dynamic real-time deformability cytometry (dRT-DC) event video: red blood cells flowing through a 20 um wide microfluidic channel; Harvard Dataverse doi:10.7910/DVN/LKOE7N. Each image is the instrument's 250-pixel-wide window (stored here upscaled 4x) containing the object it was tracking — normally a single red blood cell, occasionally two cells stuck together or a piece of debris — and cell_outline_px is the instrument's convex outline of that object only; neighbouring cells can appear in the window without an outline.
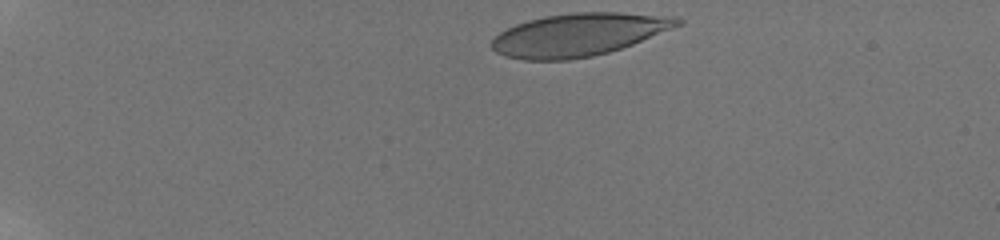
{"species": "human", "species_latin": "Homo sapiens", "temperature_condition": "room temperature", "stored_images_in_passage": 26, "camera_frame_rate_fps": 3000, "um_per_image_px": 0.085, "donor": {"sex": "male"}, "frame": {"image": 1, "passage_image": 1, "time_ms": 0.0, "image_size_px": [1000, 240], "cell_outline_px": [[684, 24], [632, 44], [608, 52], [592, 56], [568, 60], [524, 60], [504, 56], [496, 52], [488, 44], [500, 32], [516, 24], [528, 20], [544, 16], [576, 12], [620, 12], [676, 16], [684, 20]], "centroid_in_image_um": [49.2, 2.94], "position_along_channel_um": 35.8, "area_um2": 46.47}}
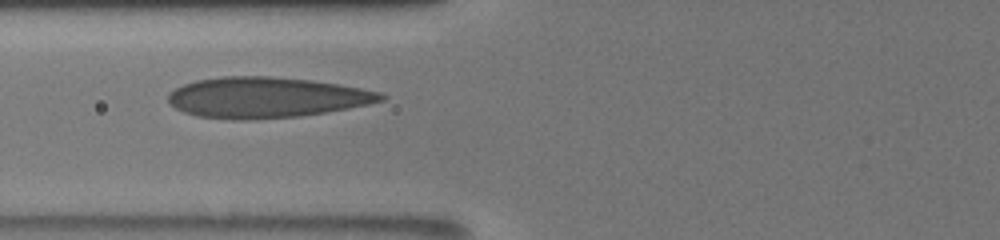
{"frame": {"image": 2, "passage_image": 19, "time_ms": 4.333, "image_size_px": [1000, 240], "cell_outline_px": [[388, 96], [384, 100], [368, 104], [348, 108], [300, 116], [248, 120], [232, 120], [196, 116], [184, 112], [168, 104], [168, 92], [184, 84], [196, 80], [220, 76], [268, 76], [312, 80], [360, 88], [380, 92]], "centroid_in_image_um": [22.59, 8.29], "position_along_channel_um": 103.2, "area_um2": 50.52}}
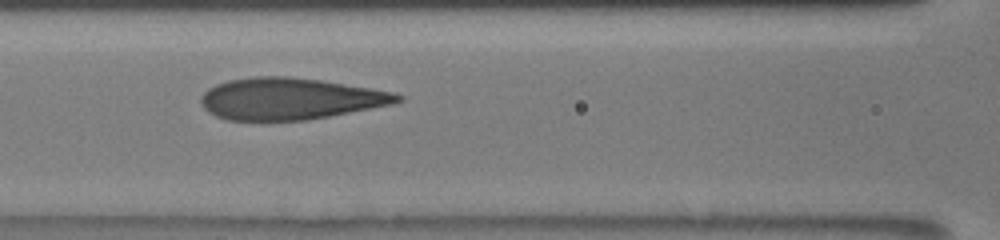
{"frame": {"image": 3, "passage_image": 22, "time_ms": 5.333, "image_size_px": [1000, 240], "cell_outline_px": [[404, 100], [392, 104], [308, 120], [224, 120], [208, 112], [200, 104], [200, 96], [208, 88], [216, 84], [228, 80], [256, 76], [292, 76], [320, 80], [392, 92], [404, 96]], "centroid_in_image_um": [24.6, 8.39], "position_along_channel_um": 142.0, "area_um2": 47.69}}